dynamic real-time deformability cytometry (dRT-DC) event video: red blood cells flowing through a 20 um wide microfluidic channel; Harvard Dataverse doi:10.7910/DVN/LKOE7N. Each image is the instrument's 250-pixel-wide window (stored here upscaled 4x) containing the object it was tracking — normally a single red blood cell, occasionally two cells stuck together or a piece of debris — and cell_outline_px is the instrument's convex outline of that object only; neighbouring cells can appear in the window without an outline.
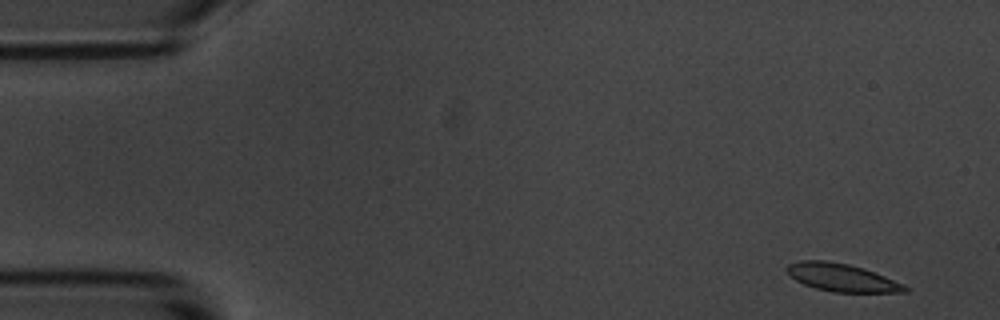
{"species": "common noctule bat (a hibernating species)", "species_latin": "Nyctalus noctula", "temperature_condition": "room temperature", "stored_images_in_passage": 5, "camera_frame_rate_fps": 3000, "um_per_image_px": 0.085, "animal": {"sex": "male", "body_mass_g": 20.1, "forearm_length_mm": 53.5}, "frame": {"image": 1, "passage_image": 1, "time_ms": 0.0, "image_size_px": [1000, 320], "cell_outline_px": [[908, 292], [832, 292], [816, 288], [804, 284], [796, 280], [784, 268], [788, 264], [800, 260], [824, 260], [848, 264], [864, 268], [904, 284], [908, 288]], "centroid_in_image_um": [71.54, 23.59], "position_along_channel_um": 13.5, "area_um2": 19.02}}
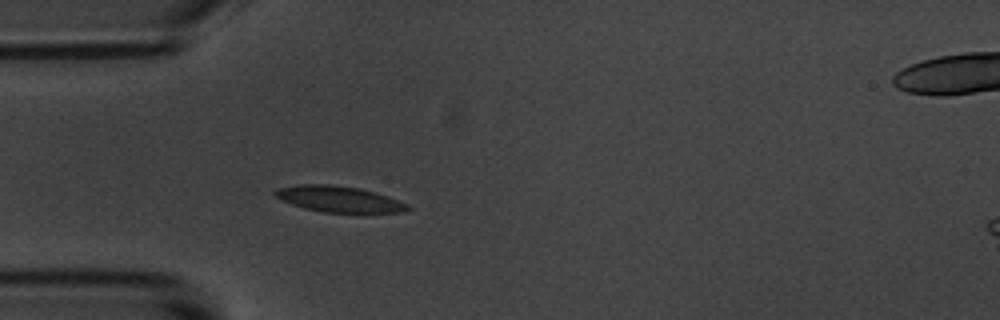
{"frame": {"image": 2, "passage_image": 5, "time_ms": 4.333, "image_size_px": [1000, 320], "cell_outline_px": [[412, 208], [404, 212], [324, 212], [304, 208], [280, 200], [272, 192], [280, 188], [300, 184], [328, 184], [360, 188], [376, 192], [408, 204]], "centroid_in_image_um": [28.81, 16.92], "position_along_channel_um": 56.2, "area_um2": 19.94}}